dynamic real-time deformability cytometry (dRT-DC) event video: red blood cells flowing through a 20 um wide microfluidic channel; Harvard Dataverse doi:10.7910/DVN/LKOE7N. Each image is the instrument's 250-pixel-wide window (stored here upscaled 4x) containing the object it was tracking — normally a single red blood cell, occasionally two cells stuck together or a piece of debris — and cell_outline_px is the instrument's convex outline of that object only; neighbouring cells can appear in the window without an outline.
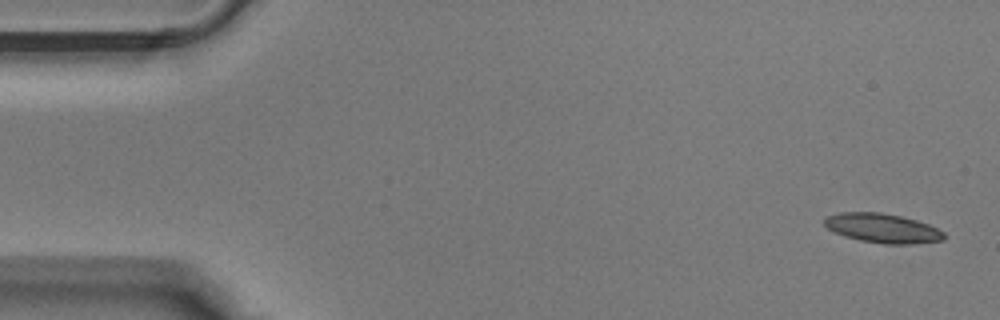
{"species": "Egyptian fruit bat (a non-hibernating species)", "species_latin": "Rousettus aegyptiacus", "temperature_condition": "warm", "stored_images_in_passage": 38, "camera_frame_rate_fps": 3000, "um_per_image_px": 0.085, "animal": {"sex": "male"}, "frame": {"image": 1, "passage_image": 1, "time_ms": 0.0, "image_size_px": [1000, 320], "cell_outline_px": [[944, 240], [912, 244], [884, 244], [860, 240], [844, 236], [828, 228], [824, 224], [824, 220], [828, 216], [840, 212], [880, 212], [900, 216], [916, 220], [928, 224], [944, 232]], "centroid_in_image_um": [75.02, 19.4], "position_along_channel_um": 10.0, "area_um2": 20.29}}
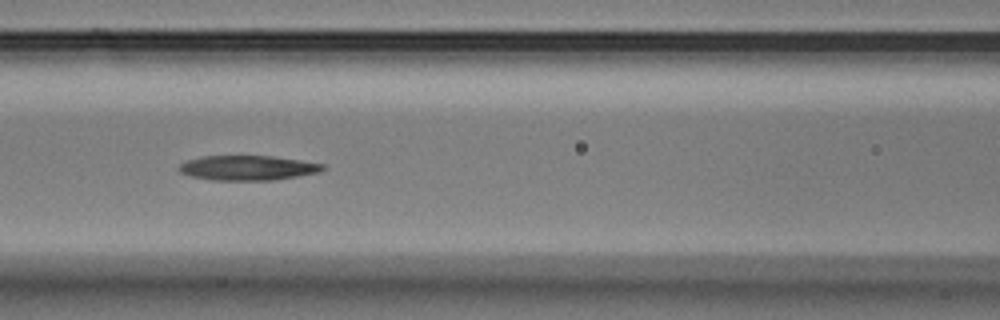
{"frame": {"image": 2, "passage_image": 16, "time_ms": 5.0, "image_size_px": [1000, 320], "cell_outline_px": [[328, 168], [320, 172], [272, 180], [212, 180], [192, 176], [180, 172], [176, 168], [180, 164], [188, 160], [200, 156], [272, 156], [300, 160], [324, 164]], "centroid_in_image_um": [21.06, 14.26], "position_along_channel_um": 145.5, "area_um2": 20.75}}
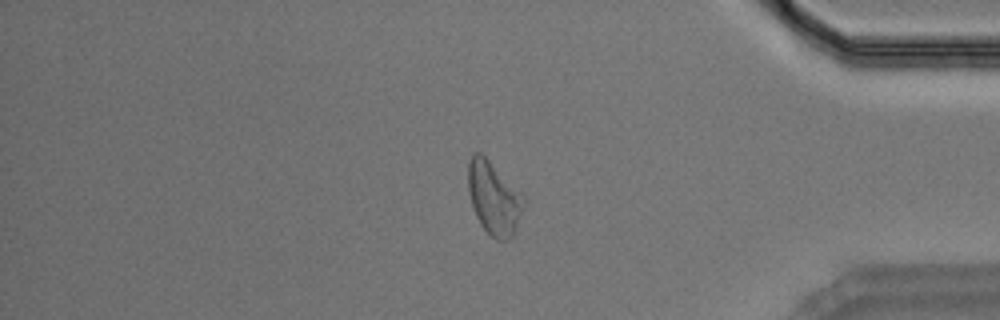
{"frame": {"image": 3, "passage_image": 32, "time_ms": 10.333, "image_size_px": [1000, 320], "cell_outline_px": [[528, 200], [516, 228], [512, 236], [508, 240], [496, 240], [480, 224], [476, 216], [472, 204], [468, 188], [468, 160], [472, 152], [480, 152], [524, 192]], "centroid_in_image_um": [42.03, 16.8], "position_along_channel_um": 393.2, "area_um2": 24.22}}